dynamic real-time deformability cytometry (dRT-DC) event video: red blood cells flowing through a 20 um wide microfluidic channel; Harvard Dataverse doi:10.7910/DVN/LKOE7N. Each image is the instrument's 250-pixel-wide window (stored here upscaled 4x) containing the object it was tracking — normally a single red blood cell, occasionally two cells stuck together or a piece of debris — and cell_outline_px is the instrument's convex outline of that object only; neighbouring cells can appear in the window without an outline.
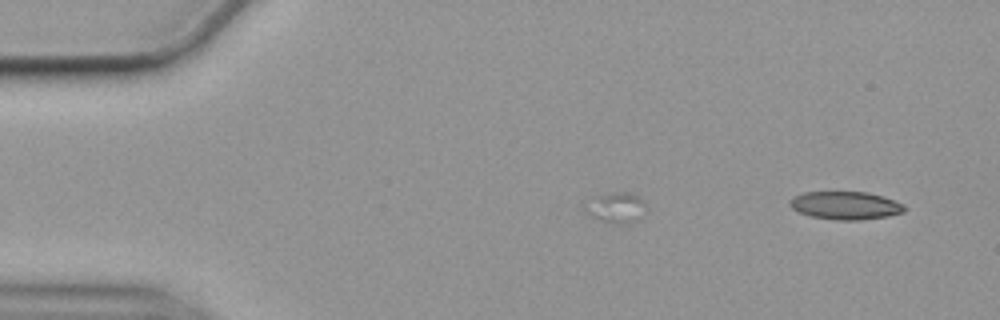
{"species": "common noctule bat (a hibernating species)", "species_latin": "Nyctalus noctula", "temperature_condition": "cold", "stored_images_in_passage": 4, "segment_of_instrument_passage": [2, 2], "camera_frame_rate_fps": 3000, "um_per_image_px": 0.085, "animal": {"sex": "female", "body_mass_g": 19.9}, "frame": {"image": 1, "passage_image": 4, "time_ms": 1.0, "image_size_px": [1000, 320], "cell_outline_px": [[908, 208], [904, 212], [888, 216], [860, 220], [836, 220], [812, 216], [800, 212], [792, 208], [788, 204], [788, 200], [804, 192], [868, 192], [904, 204]], "centroid_in_image_um": [71.88, 17.47], "position_along_channel_um": 13.1, "area_um2": 18.61}}